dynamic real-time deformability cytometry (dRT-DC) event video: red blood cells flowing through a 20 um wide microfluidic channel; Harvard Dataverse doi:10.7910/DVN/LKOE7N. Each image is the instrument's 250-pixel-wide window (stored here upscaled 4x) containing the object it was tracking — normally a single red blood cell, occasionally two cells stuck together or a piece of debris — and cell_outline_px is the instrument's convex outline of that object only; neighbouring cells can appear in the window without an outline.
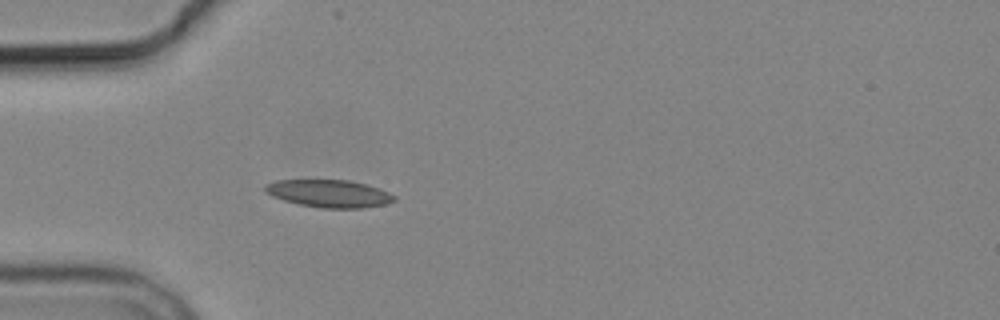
{"species": "common noctule bat (a hibernating species)", "species_latin": "Nyctalus noctula", "temperature_condition": "cold", "stored_images_in_passage": 4, "camera_frame_rate_fps": 3000, "um_per_image_px": 0.085, "animal": {"sex": "male", "body_mass_g": 19.2, "forearm_length_mm": 51.8}, "frame": {"image": 1, "passage_image": 4, "time_ms": 3.667, "image_size_px": [1000, 320], "cell_outline_px": [[396, 200], [384, 204], [360, 208], [320, 208], [300, 204], [284, 200], [272, 196], [264, 192], [264, 184], [276, 180], [348, 180], [380, 188], [396, 196]], "centroid_in_image_um": [27.95, 16.44], "position_along_channel_um": 57.1, "area_um2": 20.69}}